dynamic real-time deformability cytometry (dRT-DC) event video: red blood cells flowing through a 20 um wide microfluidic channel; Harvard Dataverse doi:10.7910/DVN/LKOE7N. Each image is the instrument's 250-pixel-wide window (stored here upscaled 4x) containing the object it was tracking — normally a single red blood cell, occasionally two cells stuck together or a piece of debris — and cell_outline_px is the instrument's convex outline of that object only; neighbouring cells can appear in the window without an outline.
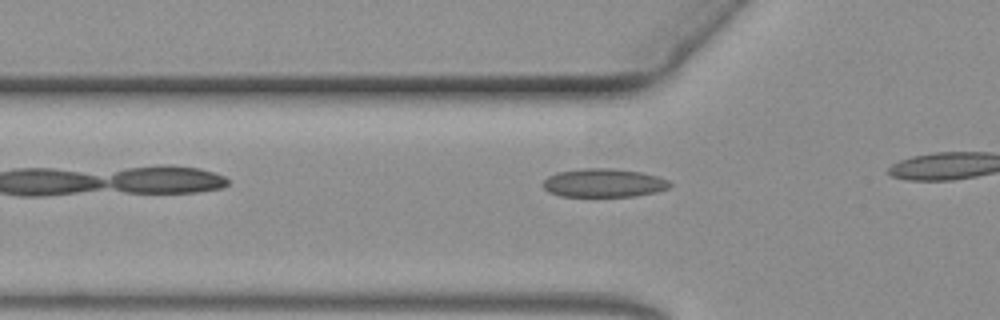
{"species": "common noctule bat (a hibernating species)", "species_latin": "Nyctalus noctula", "temperature_condition": "warm", "stored_images_in_passage": 10, "camera_frame_rate_fps": 3000, "um_per_image_px": 0.085, "animal": {"sex": "female", "body_mass_g": 19.3, "forearm_length_mm": 54.1}, "frame": {"image": 1, "passage_image": 4, "time_ms": 1.0, "image_size_px": [1000, 320], "cell_outline_px": [[672, 184], [668, 188], [656, 192], [636, 196], [560, 196], [548, 192], [544, 188], [544, 180], [548, 176], [556, 172], [580, 168], [612, 168], [640, 172], [656, 176], [668, 180]], "centroid_in_image_um": [51.3, 15.54], "position_along_channel_um": 74.5, "area_um2": 21.1}}
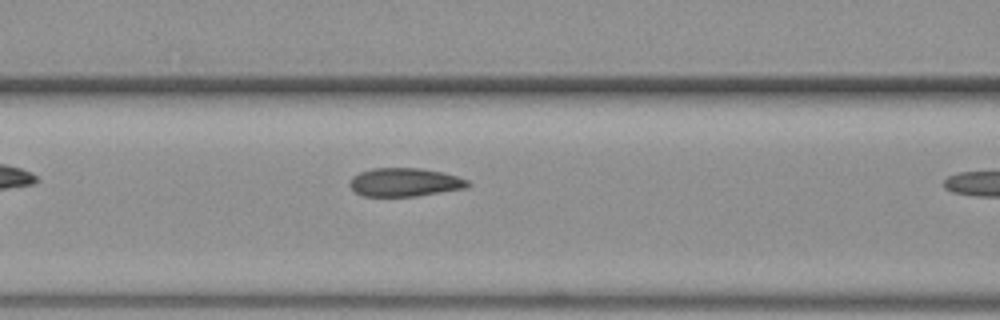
{"frame": {"image": 2, "passage_image": 9, "time_ms": 2.667, "image_size_px": [1000, 320], "cell_outline_px": [[472, 184], [468, 188], [416, 196], [364, 196], [356, 192], [348, 184], [352, 176], [360, 172], [372, 168], [420, 168], [444, 172], [468, 180]], "centroid_in_image_um": [34.43, 15.49], "position_along_channel_um": 132.2, "area_um2": 19.71}}